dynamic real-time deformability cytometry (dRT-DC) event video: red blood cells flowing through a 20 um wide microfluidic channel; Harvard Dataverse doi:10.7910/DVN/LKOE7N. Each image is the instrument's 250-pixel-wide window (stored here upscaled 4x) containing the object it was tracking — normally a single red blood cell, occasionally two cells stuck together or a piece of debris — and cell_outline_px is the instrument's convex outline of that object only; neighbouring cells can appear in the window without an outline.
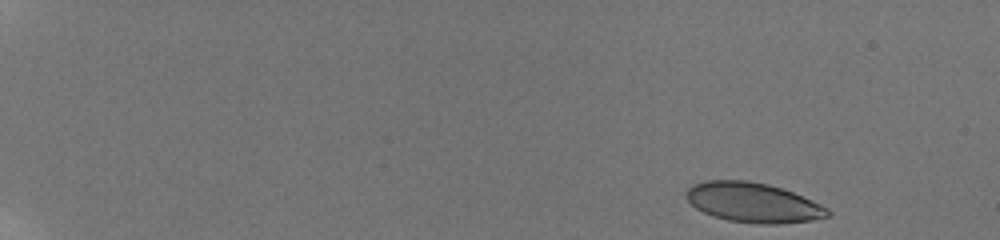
{"species": "human", "species_latin": "Homo sapiens", "temperature_condition": "room temperature", "stored_images_in_passage": 22, "camera_frame_rate_fps": 3000, "um_per_image_px": 0.085, "donor": {"sex": "male"}, "frame": {"image": 1, "passage_image": 1, "time_ms": 0.0, "image_size_px": [1000, 240], "cell_outline_px": [[832, 216], [812, 220], [776, 224], [756, 224], [728, 220], [712, 216], [696, 208], [684, 196], [684, 192], [692, 184], [704, 180], [748, 180], [768, 184], [792, 192], [820, 204], [828, 208], [832, 212]], "centroid_in_image_um": [63.99, 17.21], "position_along_channel_um": 21.0, "area_um2": 32.95}}
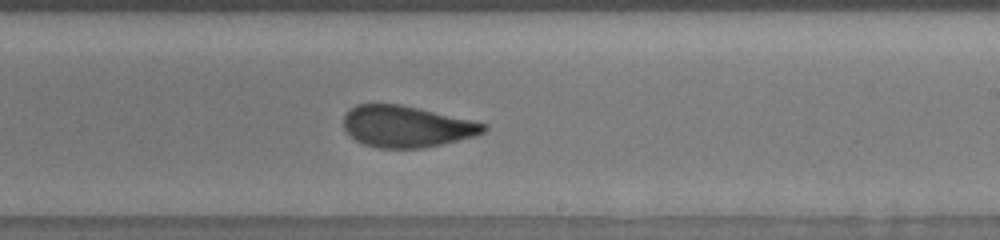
{"frame": {"image": 2, "passage_image": 19, "time_ms": 10.667, "image_size_px": [1000, 240], "cell_outline_px": [[488, 128], [484, 132], [476, 136], [424, 148], [380, 148], [364, 144], [356, 140], [344, 128], [344, 116], [356, 104], [400, 104], [476, 120], [488, 124]], "centroid_in_image_um": [34.63, 10.75], "position_along_channel_um": 254.4, "area_um2": 33.93}}
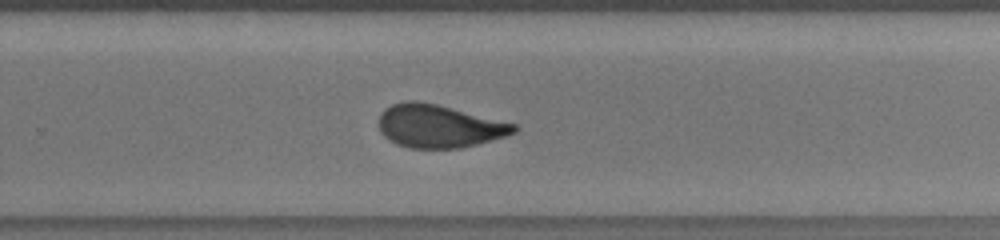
{"frame": {"image": 3, "passage_image": 22, "time_ms": 11.667, "image_size_px": [1000, 240], "cell_outline_px": [[520, 128], [516, 132], [504, 136], [476, 144], [460, 148], [408, 148], [396, 144], [384, 136], [380, 132], [380, 112], [384, 108], [392, 104], [408, 100], [416, 100], [436, 104], [516, 124]], "centroid_in_image_um": [37.29, 10.72], "position_along_channel_um": 292.5, "area_um2": 33.7}}